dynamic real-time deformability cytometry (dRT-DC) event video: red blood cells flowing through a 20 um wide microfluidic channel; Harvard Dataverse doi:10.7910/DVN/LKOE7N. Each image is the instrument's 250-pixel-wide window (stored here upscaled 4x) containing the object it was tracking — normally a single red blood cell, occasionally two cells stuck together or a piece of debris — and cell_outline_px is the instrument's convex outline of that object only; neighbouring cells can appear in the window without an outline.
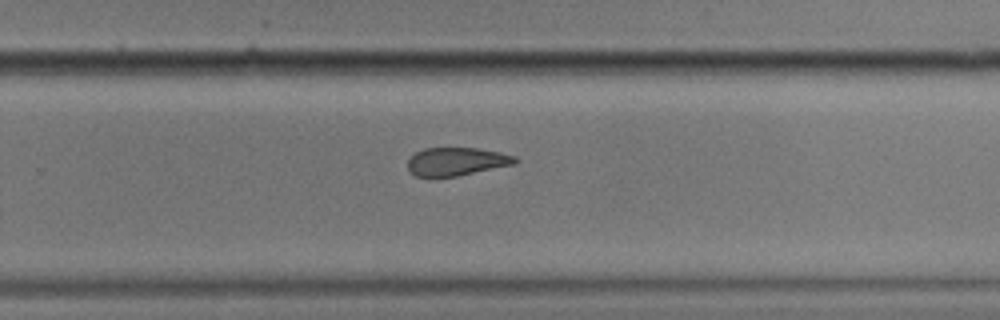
{"species": "common noctule bat (a hibernating species)", "species_latin": "Nyctalus noctula", "temperature_condition": "cold", "stored_images_in_passage": 10, "camera_frame_rate_fps": 3000, "um_per_image_px": 0.085, "animal": {"sex": "male", "body_mass_g": 17.9}, "frame": {"image": 1, "passage_image": 10, "time_ms": 11.667, "image_size_px": [1000, 320], "cell_outline_px": [[520, 160], [516, 164], [456, 176], [416, 176], [408, 172], [408, 160], [416, 152], [424, 148], [476, 148], [500, 152], [516, 156]], "centroid_in_image_um": [38.83, 13.72], "position_along_channel_um": 291.0, "area_um2": 17.63}}